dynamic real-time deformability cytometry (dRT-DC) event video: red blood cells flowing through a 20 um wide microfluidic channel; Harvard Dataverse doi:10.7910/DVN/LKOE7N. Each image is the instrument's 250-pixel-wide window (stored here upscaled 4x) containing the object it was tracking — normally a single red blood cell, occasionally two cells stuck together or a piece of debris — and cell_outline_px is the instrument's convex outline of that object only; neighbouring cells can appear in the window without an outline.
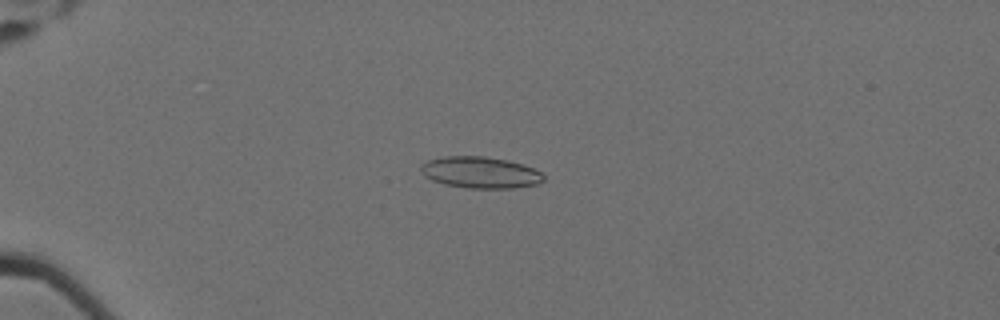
{"species": "Egyptian fruit bat (a non-hibernating species)", "species_latin": "Rousettus aegyptiacus", "temperature_condition": "cold", "stored_images_in_passage": 47, "camera_frame_rate_fps": 3000, "um_per_image_px": 0.085, "animal": {"sex": "female"}, "frame": {"image": 1, "passage_image": 4, "time_ms": 1.0, "image_size_px": [1000, 320], "cell_outline_px": [[544, 180], [540, 184], [516, 188], [468, 188], [444, 184], [432, 180], [424, 176], [420, 168], [420, 164], [428, 160], [444, 156], [484, 156], [508, 160], [532, 168], [540, 172], [544, 176]], "centroid_in_image_um": [40.82, 14.66], "position_along_channel_um": 44.2, "area_um2": 22.6}}
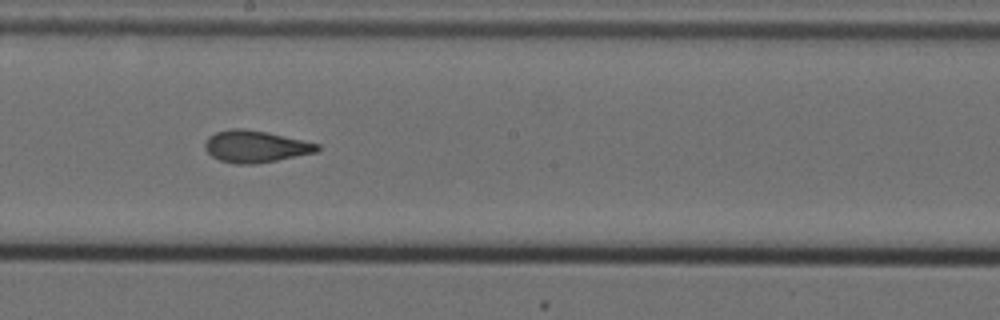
{"frame": {"image": 2, "passage_image": 23, "time_ms": 7.333, "image_size_px": [1000, 320], "cell_outline_px": [[320, 148], [316, 152], [276, 160], [252, 164], [236, 164], [220, 160], [212, 156], [204, 148], [204, 144], [208, 136], [216, 132], [232, 128], [240, 128], [268, 132], [320, 144]], "centroid_in_image_um": [21.69, 12.44], "position_along_channel_um": 226.5, "area_um2": 20.75}}
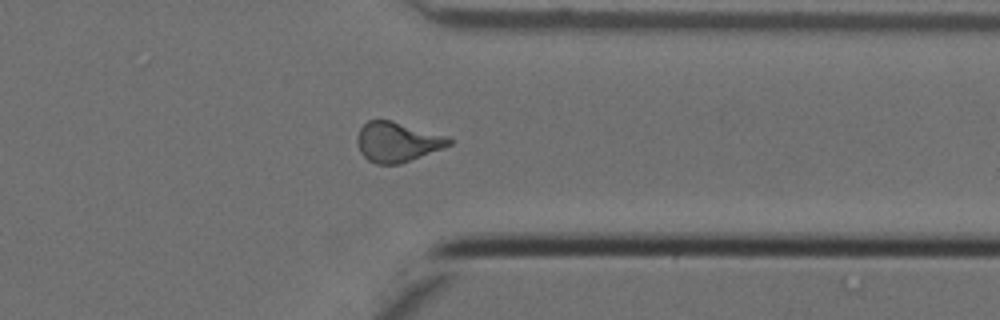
{"frame": {"image": 3, "passage_image": 36, "time_ms": 11.667, "image_size_px": [1000, 320], "cell_outline_px": [[452, 144], [400, 164], [376, 164], [368, 160], [360, 152], [356, 140], [356, 136], [360, 128], [368, 120], [392, 120], [448, 136], [452, 140]], "centroid_in_image_um": [33.75, 12.05], "position_along_channel_um": 377.7, "area_um2": 21.33}, "authors_computed_cell_mechanics": {"area_um2": 20.5768, "velocity_mm_per_s": 3.5054, "shape_relaxation_time_tau1_ms": null, "shape_relaxation_time_tau2_ms": 1.7422, "deformation_change_tau1": null, "deformation_change_tau2": 0.0951}}